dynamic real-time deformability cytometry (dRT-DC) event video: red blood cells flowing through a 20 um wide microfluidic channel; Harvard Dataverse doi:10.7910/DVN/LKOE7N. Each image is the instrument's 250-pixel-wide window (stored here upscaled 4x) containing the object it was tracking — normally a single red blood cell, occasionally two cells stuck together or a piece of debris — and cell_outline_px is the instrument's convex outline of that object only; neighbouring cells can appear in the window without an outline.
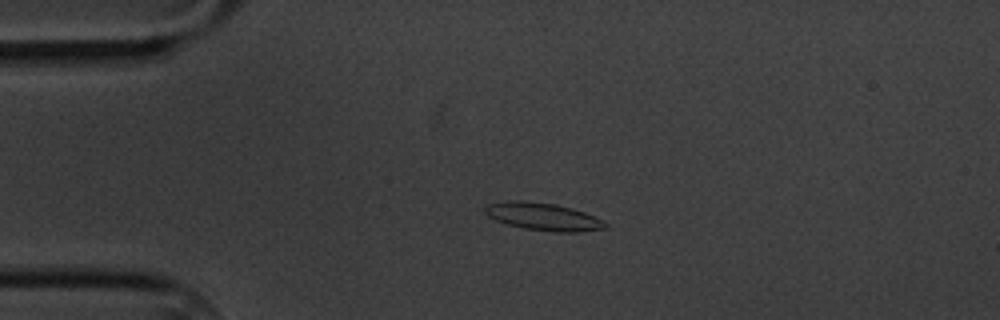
{"species": "common noctule bat (a hibernating species)", "species_latin": "Nyctalus noctula", "temperature_condition": "cold", "stored_images_in_passage": 5, "camera_frame_rate_fps": 3000, "um_per_image_px": 0.085, "animal": {"sex": "male", "body_mass_g": 20.1, "forearm_length_mm": 53.5}, "frame": {"image": 1, "passage_image": 4, "time_ms": 3.333, "image_size_px": [1000, 320], "cell_outline_px": [[608, 228], [576, 232], [552, 232], [524, 228], [508, 224], [496, 220], [488, 216], [484, 212], [484, 208], [488, 204], [508, 200], [520, 200], [556, 204], [572, 208], [584, 212], [608, 224]], "centroid_in_image_um": [46.15, 18.41], "position_along_channel_um": 38.8, "area_um2": 19.25}}